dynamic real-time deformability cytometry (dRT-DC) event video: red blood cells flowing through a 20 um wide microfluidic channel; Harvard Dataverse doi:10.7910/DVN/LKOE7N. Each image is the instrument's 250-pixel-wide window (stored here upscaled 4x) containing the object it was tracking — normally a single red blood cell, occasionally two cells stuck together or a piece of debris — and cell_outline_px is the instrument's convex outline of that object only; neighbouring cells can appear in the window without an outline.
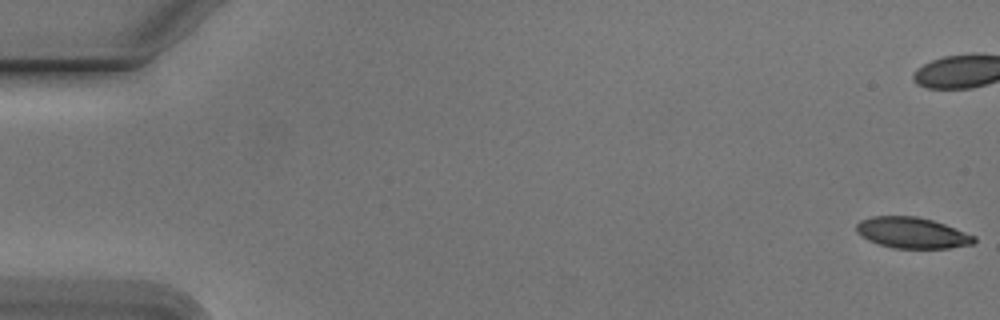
{"species": "Egyptian fruit bat (a non-hibernating species)", "species_latin": "Rousettus aegyptiacus", "temperature_condition": "cold", "stored_images_in_passage": 55, "camera_frame_rate_fps": 3000, "um_per_image_px": 0.085, "animal": {"sex": "male"}, "frame": {"image": 1, "passage_image": 1, "time_ms": 0.0, "image_size_px": [1000, 320], "cell_outline_px": [[976, 240], [972, 244], [948, 248], [892, 248], [868, 240], [856, 232], [856, 224], [860, 220], [872, 216], [916, 216], [932, 220], [944, 224], [976, 236]], "centroid_in_image_um": [77.51, 19.78], "position_along_channel_um": 7.5, "area_um2": 21.15}, "authors_computed_cell_mechanics": {"area_um2": 22.6576, "velocity_mm_per_s": 3.777, "shape_relaxation_time_tau1_ms": 3.932, "shape_relaxation_time_tau2_ms": 2.2705, "deformation_change_tau1": 0.1369, "deformation_change_tau2": 0.0826}}